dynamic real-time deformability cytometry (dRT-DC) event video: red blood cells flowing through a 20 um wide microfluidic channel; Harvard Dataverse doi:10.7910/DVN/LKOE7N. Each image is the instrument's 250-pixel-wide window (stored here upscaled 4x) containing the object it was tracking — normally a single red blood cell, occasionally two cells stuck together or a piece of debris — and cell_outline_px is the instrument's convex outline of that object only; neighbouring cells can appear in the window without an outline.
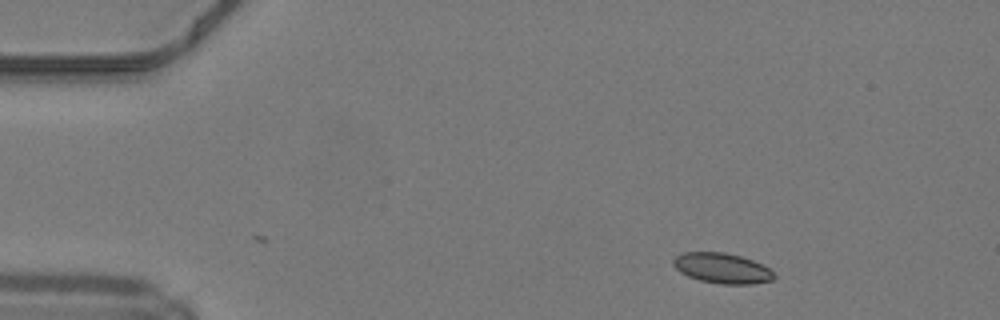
{"species": "common noctule bat (a hibernating species)", "species_latin": "Nyctalus noctula", "temperature_condition": "warm", "stored_images_in_passage": 38, "camera_frame_rate_fps": 3000, "um_per_image_px": 0.085, "animal": {"sex": "male", "body_mass_g": 19.2, "forearm_length_mm": 51.8}, "frame": {"image": 1, "passage_image": 2, "time_ms": 0.333, "image_size_px": [1000, 320], "cell_outline_px": [[776, 276], [772, 280], [752, 284], [720, 284], [700, 280], [688, 276], [680, 272], [672, 264], [672, 260], [676, 256], [684, 252], [724, 252], [740, 256], [752, 260], [768, 268]], "centroid_in_image_um": [61.35, 22.8], "position_along_channel_um": 23.6, "area_um2": 17.69}}
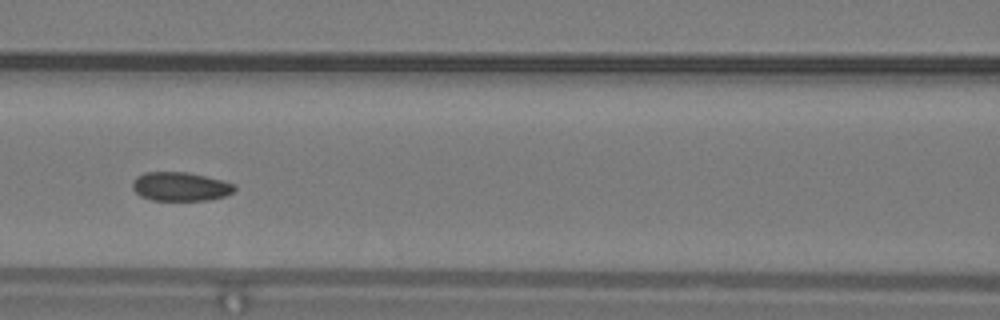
{"frame": {"image": 2, "passage_image": 17, "time_ms": 5.333, "image_size_px": [1000, 320], "cell_outline_px": [[236, 188], [232, 192], [224, 196], [208, 200], [152, 200], [140, 196], [132, 188], [132, 180], [136, 176], [144, 172], [188, 172], [236, 184]], "centroid_in_image_um": [15.3, 15.85], "position_along_channel_um": 151.3, "area_um2": 17.17}}
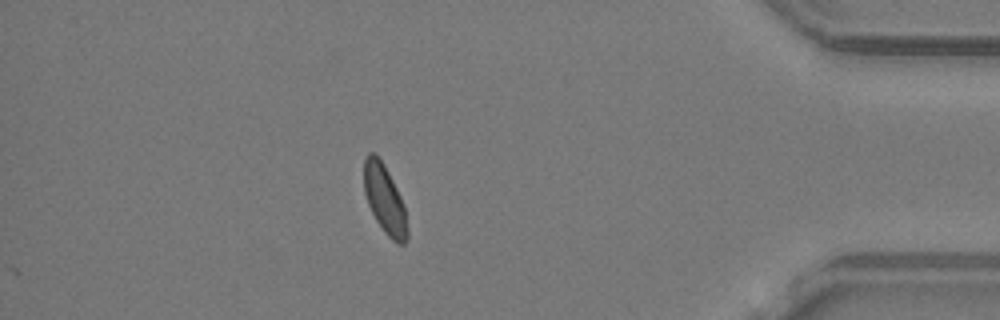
{"frame": {"image": 3, "passage_image": 38, "time_ms": 12.333, "image_size_px": [1000, 320], "cell_outline_px": [[408, 240], [404, 244], [396, 244], [384, 232], [376, 220], [368, 204], [364, 192], [364, 160], [368, 152], [376, 152], [384, 164], [404, 204], [408, 228]], "centroid_in_image_um": [32.7, 16.96], "position_along_channel_um": 402.5, "area_um2": 17.51}, "authors_computed_cell_mechanics": {"area_um2": 17.7446, "velocity_mm_per_s": 4.2079, "shape_relaxation_time_tau1_ms": 5.2095, "shape_relaxation_time_tau2_ms": 2.8025, "deformation_change_tau1": 0.0711, "deformation_change_tau2": 0.057}}